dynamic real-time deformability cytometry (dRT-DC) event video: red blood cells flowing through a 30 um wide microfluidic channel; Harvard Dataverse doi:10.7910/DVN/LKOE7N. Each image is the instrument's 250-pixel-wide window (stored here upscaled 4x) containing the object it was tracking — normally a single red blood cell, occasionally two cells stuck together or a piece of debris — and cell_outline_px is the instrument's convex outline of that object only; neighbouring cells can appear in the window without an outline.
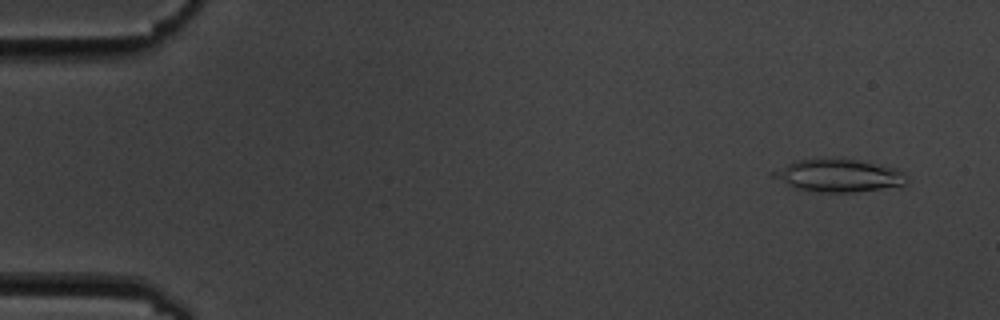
{"species": "common noctule bat (a hibernating species)", "species_latin": "Nyctalus noctula", "temperature_condition": "cold", "stored_images_in_passage": 6, "camera_frame_rate_fps": 3000, "um_per_image_px": 0.085, "animal": {"sex": "male", "body_mass_g": 19.5, "forearm_length_mm": 54.6}, "frame": {"image": 1, "passage_image": 2, "time_ms": 1.0, "image_size_px": [1000, 320], "cell_outline_px": [[908, 184], [852, 192], [816, 192], [796, 188], [768, 176], [772, 172], [796, 160], [860, 160], [896, 168], [908, 180]], "centroid_in_image_um": [71.26, 14.94], "position_along_channel_um": 13.7, "area_um2": 24.74}}
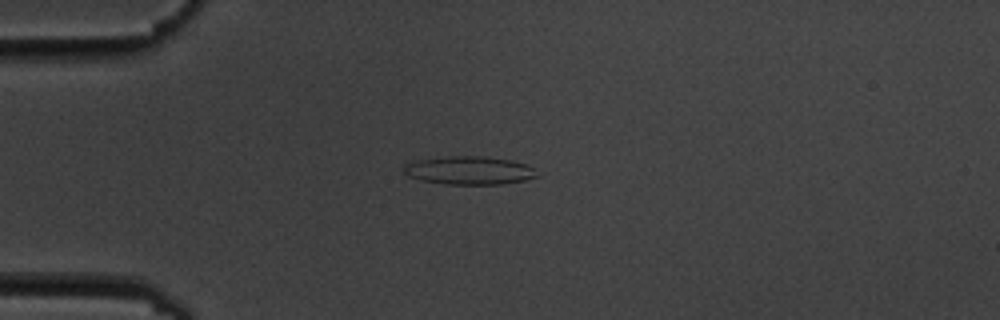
{"frame": {"image": 2, "passage_image": 5, "time_ms": 4.667, "image_size_px": [1000, 320], "cell_outline_px": [[540, 176], [524, 180], [500, 184], [444, 184], [420, 180], [408, 176], [404, 172], [404, 164], [416, 160], [448, 156], [488, 156], [508, 160], [524, 164], [532, 168]], "centroid_in_image_um": [39.85, 14.48], "position_along_channel_um": 45.2, "area_um2": 21.85}}